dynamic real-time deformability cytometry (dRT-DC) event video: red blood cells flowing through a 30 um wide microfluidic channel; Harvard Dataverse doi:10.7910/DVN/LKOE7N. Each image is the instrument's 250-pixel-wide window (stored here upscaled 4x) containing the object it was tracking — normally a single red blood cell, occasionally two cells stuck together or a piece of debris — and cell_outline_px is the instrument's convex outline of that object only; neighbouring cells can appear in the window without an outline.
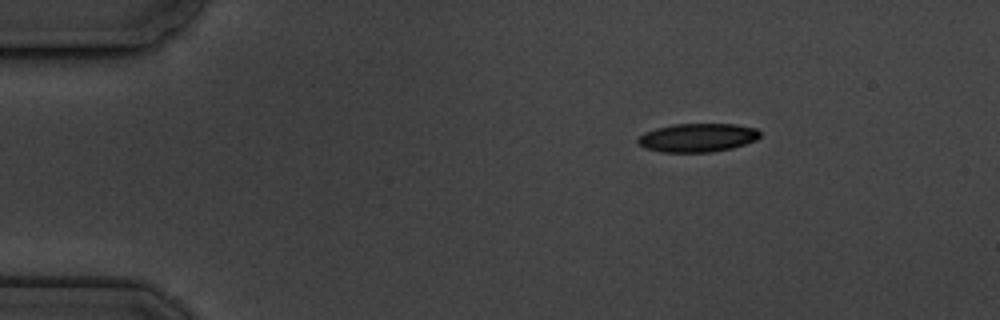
{"species": "common noctule bat (a hibernating species)", "species_latin": "Nyctalus noctula", "temperature_condition": "cold", "stored_images_in_passage": 5, "camera_frame_rate_fps": 3000, "um_per_image_px": 0.085, "animal": {"sex": "male", "body_mass_g": 19.5, "forearm_length_mm": 54.6}, "frame": {"image": 1, "passage_image": 1, "time_ms": 0.0, "image_size_px": [1000, 320], "cell_outline_px": [[760, 136], [756, 140], [732, 148], [712, 152], [660, 152], [644, 148], [636, 140], [644, 132], [656, 128], [672, 124], [736, 124], [756, 128], [760, 132]], "centroid_in_image_um": [59.28, 11.7], "position_along_channel_um": 25.7, "area_um2": 20.4}}
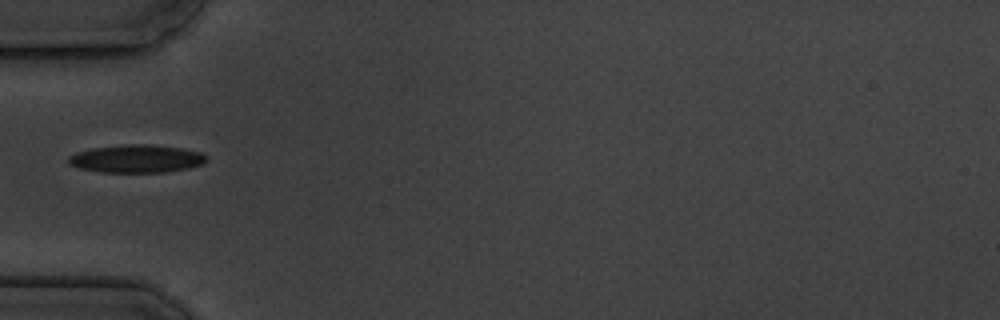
{"frame": {"image": 2, "passage_image": 3, "time_ms": 3.333, "image_size_px": [1000, 320], "cell_outline_px": [[208, 160], [204, 164], [188, 168], [164, 172], [100, 172], [80, 168], [68, 164], [68, 156], [76, 152], [92, 148], [128, 144], [148, 144], [180, 148], [200, 152]], "centroid_in_image_um": [11.58, 13.49], "position_along_channel_um": 73.4, "area_um2": 22.37}}
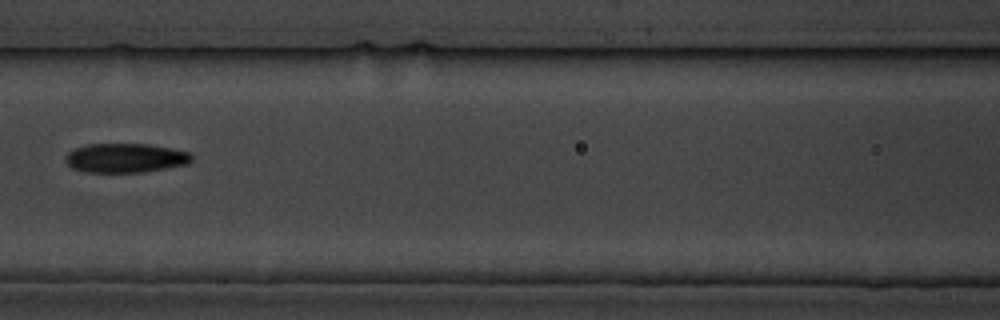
{"frame": {"image": 3, "passage_image": 5, "time_ms": 5.667, "image_size_px": [1000, 320], "cell_outline_px": [[192, 160], [188, 164], [144, 172], [84, 172], [72, 168], [68, 164], [64, 156], [68, 152], [84, 144], [148, 144], [188, 152], [192, 156]], "centroid_in_image_um": [10.63, 13.43], "position_along_channel_um": 156.0, "area_um2": 21.44}}